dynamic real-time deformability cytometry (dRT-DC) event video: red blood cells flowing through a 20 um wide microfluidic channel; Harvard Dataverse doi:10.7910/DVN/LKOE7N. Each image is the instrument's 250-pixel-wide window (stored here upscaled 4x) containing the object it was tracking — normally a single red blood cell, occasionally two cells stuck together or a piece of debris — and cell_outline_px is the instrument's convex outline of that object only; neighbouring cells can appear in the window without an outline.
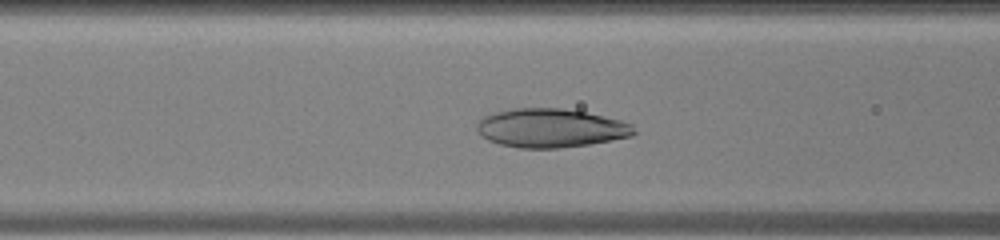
{"species": "human", "species_latin": "Homo sapiens", "temperature_condition": "warm", "stored_images_in_passage": 35, "camera_frame_rate_fps": 3000, "um_per_image_px": 0.085, "donor": {"sex": "male"}, "frame": {"image": 1, "passage_image": 9, "time_ms": 2.667, "image_size_px": [1000, 240], "cell_outline_px": [[636, 132], [632, 136], [588, 144], [560, 148], [520, 148], [500, 144], [488, 140], [476, 128], [476, 124], [484, 116], [492, 112], [512, 108], [564, 108], [604, 116], [620, 120], [632, 124]], "centroid_in_image_um": [46.8, 10.87], "position_along_channel_um": 119.8, "area_um2": 35.43}}
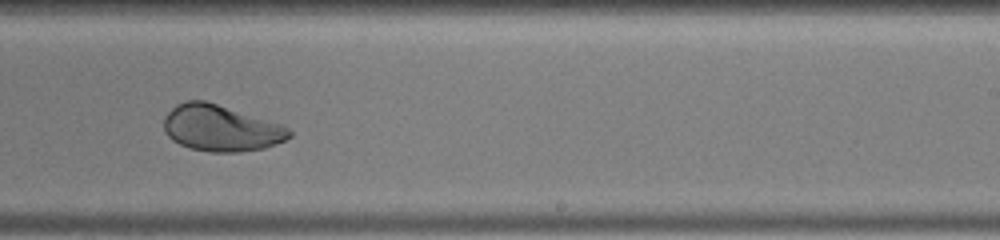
{"frame": {"image": 2, "passage_image": 19, "time_ms": 6.0, "image_size_px": [1000, 240], "cell_outline_px": [[292, 136], [284, 140], [264, 148], [240, 152], [208, 152], [192, 148], [180, 144], [172, 140], [164, 132], [164, 116], [176, 104], [184, 100], [204, 100], [284, 124], [292, 132]], "centroid_in_image_um": [18.77, 10.88], "position_along_channel_um": 270.2, "area_um2": 33.99}}
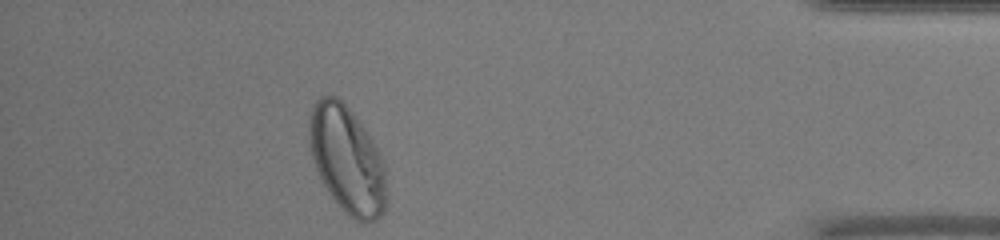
{"frame": {"image": 3, "passage_image": 31, "time_ms": 10.0, "image_size_px": [1000, 240], "cell_outline_px": [[388, 200], [384, 212], [376, 220], [368, 224], [364, 224], [348, 216], [344, 212], [328, 192], [312, 160], [308, 140], [308, 116], [312, 104], [320, 96], [336, 96], [352, 112], [364, 128], [380, 152], [384, 164]], "centroid_in_image_um": [29.5, 13.61], "position_along_channel_um": 405.7, "area_um2": 48.9}}